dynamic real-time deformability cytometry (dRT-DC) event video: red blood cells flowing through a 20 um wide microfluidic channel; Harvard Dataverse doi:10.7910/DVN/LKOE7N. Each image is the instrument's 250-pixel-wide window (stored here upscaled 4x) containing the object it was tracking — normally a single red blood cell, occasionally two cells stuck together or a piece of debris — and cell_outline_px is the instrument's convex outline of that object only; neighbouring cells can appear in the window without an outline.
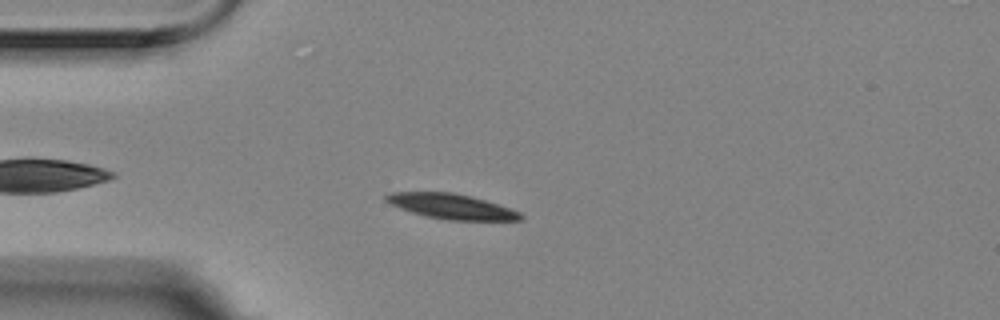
{"species": "Egyptian fruit bat (a non-hibernating species)", "species_latin": "Rousettus aegyptiacus", "temperature_condition": "room temperature", "stored_images_in_passage": 11, "camera_frame_rate_fps": 3000, "um_per_image_px": 0.085, "animal": {"sex": "female"}, "frame": {"image": 1, "passage_image": 3, "time_ms": 0.667, "image_size_px": [1000, 320], "cell_outline_px": [[524, 220], [448, 220], [428, 216], [412, 212], [400, 208], [384, 200], [384, 196], [388, 192], [452, 192], [472, 196], [520, 212], [524, 216]], "centroid_in_image_um": [38.36, 17.54], "position_along_channel_um": 46.6, "area_um2": 19.48}}
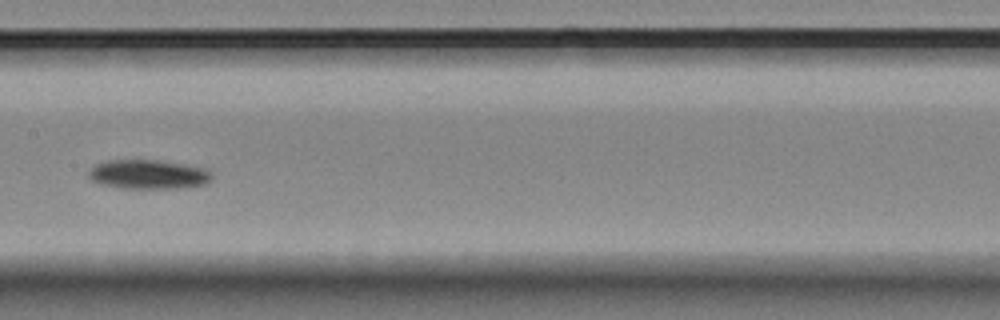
{"frame": {"image": 2, "passage_image": 9, "time_ms": 2.667, "image_size_px": [1000, 320], "cell_outline_px": [[212, 180], [204, 184], [180, 188], [120, 188], [100, 184], [92, 180], [88, 176], [88, 172], [96, 164], [108, 160], [160, 160], [208, 168], [212, 172]], "centroid_in_image_um": [12.64, 14.82], "position_along_channel_um": 194.8, "area_um2": 21.15}}
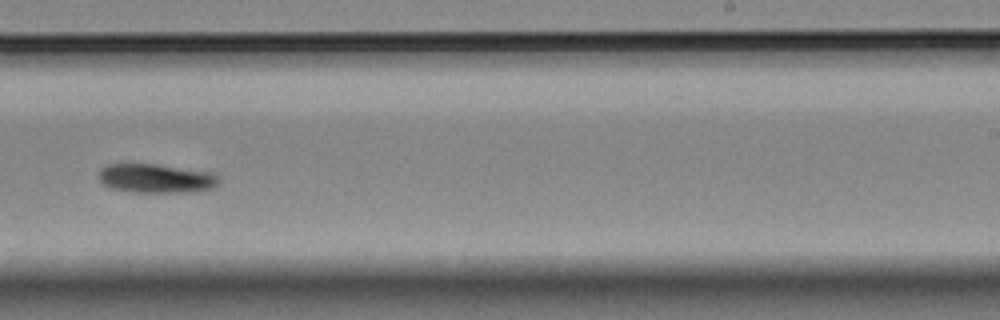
{"frame": {"image": 3, "passage_image": 11, "time_ms": 3.333, "image_size_px": [1000, 320], "cell_outline_px": [[220, 184], [212, 188], [188, 192], [132, 192], [112, 188], [104, 184], [100, 180], [100, 168], [108, 164], [156, 164], [216, 172], [220, 176]], "centroid_in_image_um": [13.35, 15.15], "position_along_channel_um": 275.7, "area_um2": 20.52}}